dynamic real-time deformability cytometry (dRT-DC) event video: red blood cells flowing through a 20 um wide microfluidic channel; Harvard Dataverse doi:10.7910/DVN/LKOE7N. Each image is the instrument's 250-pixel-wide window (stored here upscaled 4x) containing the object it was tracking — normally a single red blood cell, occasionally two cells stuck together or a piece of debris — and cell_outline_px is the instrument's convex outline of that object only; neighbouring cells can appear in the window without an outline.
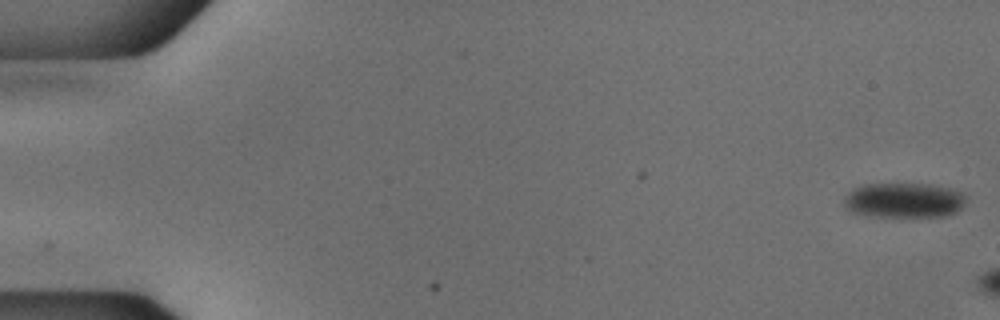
{"species": "common noctule bat (a hibernating species)", "species_latin": "Nyctalus noctula", "temperature_condition": "cold", "stored_images_in_passage": 8, "camera_frame_rate_fps": 3000, "um_per_image_px": 0.085, "animal": {"sex": "male", "body_mass_g": 18.8}, "frame": {"image": 1, "passage_image": 1, "time_ms": 0.0, "image_size_px": [1000, 320], "cell_outline_px": [[964, 204], [956, 212], [948, 216], [868, 216], [852, 212], [844, 204], [844, 196], [852, 188], [864, 184], [928, 184], [948, 188], [960, 192], [964, 196]], "centroid_in_image_um": [76.79, 17.02], "position_along_channel_um": 8.2, "area_um2": 24.74}}